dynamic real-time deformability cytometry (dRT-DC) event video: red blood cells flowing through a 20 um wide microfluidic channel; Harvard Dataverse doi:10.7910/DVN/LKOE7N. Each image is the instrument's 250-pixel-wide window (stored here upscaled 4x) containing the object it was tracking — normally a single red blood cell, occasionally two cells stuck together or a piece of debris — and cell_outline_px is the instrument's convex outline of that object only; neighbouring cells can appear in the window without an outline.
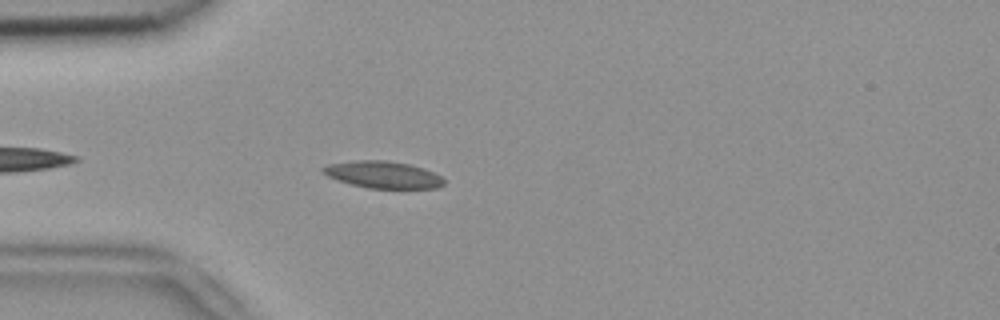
{"species": "common noctule bat (a hibernating species)", "species_latin": "Nyctalus noctula", "temperature_condition": "room temperature", "stored_images_in_passage": 3, "camera_frame_rate_fps": 3000, "um_per_image_px": 0.085, "animal": {"sex": "female", "body_mass_g": 18.4}, "frame": {"image": 1, "passage_image": 3, "time_ms": 0.667, "image_size_px": [1000, 320], "cell_outline_px": [[444, 184], [436, 188], [368, 188], [352, 184], [328, 176], [320, 172], [320, 168], [328, 164], [360, 160], [384, 160], [408, 164], [424, 168], [440, 176], [444, 180]], "centroid_in_image_um": [32.54, 14.84], "position_along_channel_um": 52.5, "area_um2": 18.79}}